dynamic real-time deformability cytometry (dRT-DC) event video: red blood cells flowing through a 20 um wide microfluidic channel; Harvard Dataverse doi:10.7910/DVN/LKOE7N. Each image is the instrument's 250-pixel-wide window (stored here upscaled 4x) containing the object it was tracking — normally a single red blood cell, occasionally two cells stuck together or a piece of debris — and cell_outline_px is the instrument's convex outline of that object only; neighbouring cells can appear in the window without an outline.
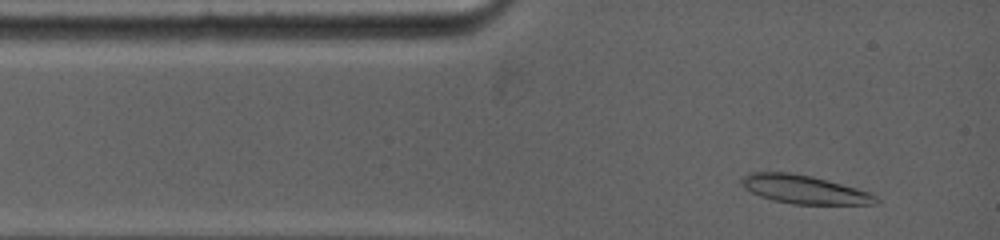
{"species": "common noctule bat (a hibernating species)", "species_latin": "Nyctalus noctula", "temperature_condition": "warm", "stored_images_in_passage": 33, "camera_frame_rate_fps": 5000, "um_per_image_px": 0.085, "animal": {"sex": "female", "body_mass_g": 19.0, "forearm_length_mm": 53.3}, "frame": {"image": 1, "passage_image": 2, "time_ms": 0.4, "image_size_px": [1000, 240], "cell_outline_px": [[880, 204], [792, 204], [772, 200], [760, 196], [744, 188], [740, 180], [744, 176], [752, 172], [792, 172], [812, 176], [856, 188], [868, 192], [876, 196], [880, 200]], "centroid_in_image_um": [68.36, 16.11], "position_along_channel_um": 16.6, "area_um2": 22.25}}
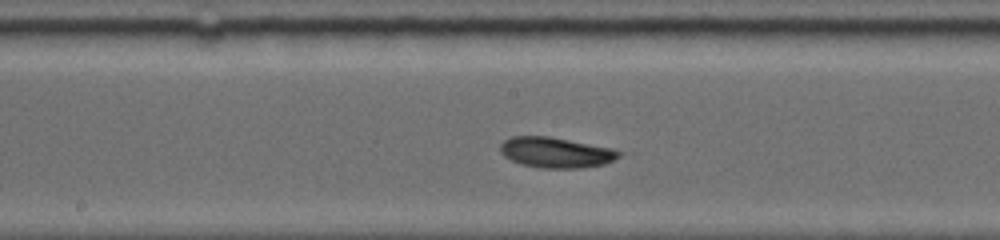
{"frame": {"image": 2, "passage_image": 21, "time_ms": 5.8, "image_size_px": [1000, 240], "cell_outline_px": [[624, 152], [620, 156], [604, 164], [584, 168], [540, 168], [520, 164], [504, 156], [500, 152], [500, 144], [504, 140], [512, 136], [548, 136], [616, 148]], "centroid_in_image_um": [47.28, 12.96], "position_along_channel_um": 200.9, "area_um2": 21.39}}
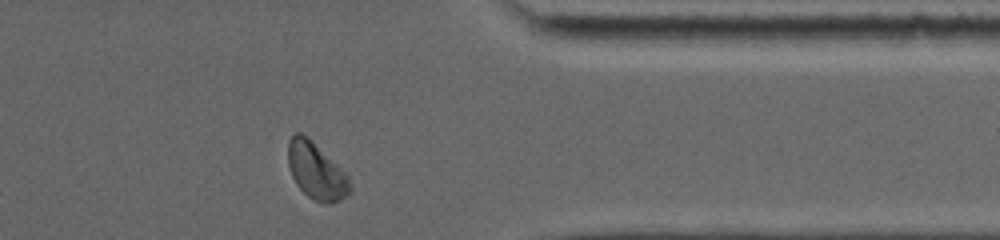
{"frame": {"image": 3, "passage_image": 33, "time_ms": 10.8, "image_size_px": [1000, 240], "cell_outline_px": [[352, 188], [348, 196], [332, 204], [324, 204], [308, 196], [296, 184], [288, 168], [288, 140], [296, 132], [300, 132], [308, 136], [348, 172], [352, 184]], "centroid_in_image_um": [26.93, 14.53], "position_along_channel_um": 384.5, "area_um2": 21.15}, "authors_computed_cell_mechanics": {"area_um2": 20.9236, "velocity_mm_per_s": 3.8836, "shape_relaxation_time_tau1_ms": 10.7922, "shape_relaxation_time_tau2_ms": null, "deformation_change_tau1": 0.2195, "deformation_change_tau2": null}}